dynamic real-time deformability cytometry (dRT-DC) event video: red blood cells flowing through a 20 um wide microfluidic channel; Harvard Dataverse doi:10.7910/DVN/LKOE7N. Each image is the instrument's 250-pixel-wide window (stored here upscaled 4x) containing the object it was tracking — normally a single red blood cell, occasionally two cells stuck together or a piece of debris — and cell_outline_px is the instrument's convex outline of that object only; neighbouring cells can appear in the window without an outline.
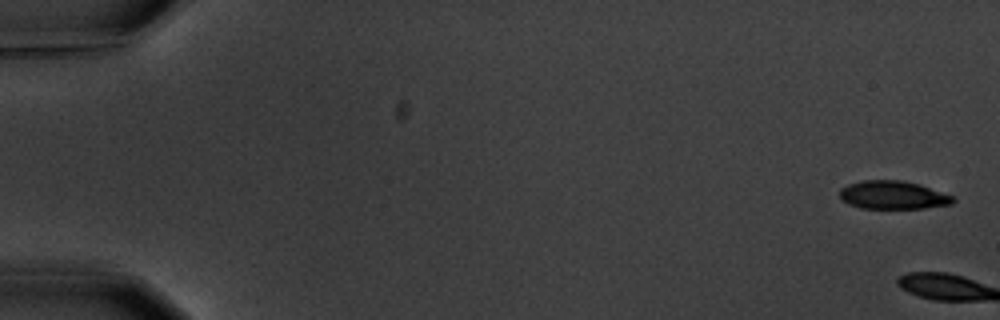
{"species": "common noctule bat (a hibernating species)", "species_latin": "Nyctalus noctula", "temperature_condition": "warm", "stored_images_in_passage": 6, "camera_frame_rate_fps": 3000, "um_per_image_px": 0.085, "animal": {"sex": "male", "body_mass_g": 20.1, "forearm_length_mm": 53.5}, "frame": {"image": 1, "passage_image": 1, "time_ms": 0.0, "image_size_px": [1000, 320], "cell_outline_px": [[956, 200], [952, 204], [924, 208], [860, 208], [848, 204], [840, 196], [840, 188], [848, 184], [864, 180], [904, 180], [920, 184], [956, 196]], "centroid_in_image_um": [75.96, 16.57], "position_along_channel_um": 9.0, "area_um2": 18.84}}